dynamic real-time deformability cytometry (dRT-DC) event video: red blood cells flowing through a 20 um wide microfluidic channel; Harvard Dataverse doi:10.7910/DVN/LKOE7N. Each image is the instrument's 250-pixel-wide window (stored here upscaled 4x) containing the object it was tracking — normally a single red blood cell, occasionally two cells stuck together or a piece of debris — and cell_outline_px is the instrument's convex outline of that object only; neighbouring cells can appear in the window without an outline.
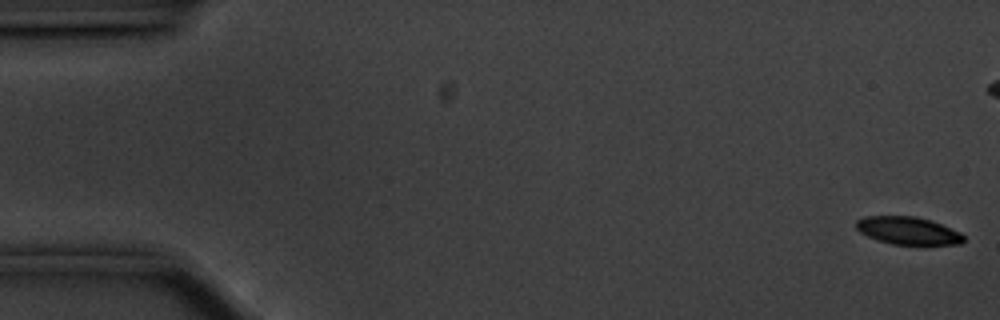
{"species": "common noctule bat (a hibernating species)", "species_latin": "Nyctalus noctula", "temperature_condition": "cold", "stored_images_in_passage": 57, "camera_frame_rate_fps": 3000, "um_per_image_px": 0.085, "animal": {"sex": "male", "body_mass_g": 20.1, "forearm_length_mm": 53.5}, "frame": {"image": 1, "passage_image": 1, "time_ms": 0.0, "image_size_px": [1000, 320], "cell_outline_px": [[964, 240], [960, 244], [916, 248], [892, 244], [868, 236], [860, 232], [856, 228], [856, 220], [864, 216], [916, 216], [932, 220], [960, 232], [964, 236]], "centroid_in_image_um": [77.24, 19.65], "position_along_channel_um": 7.8, "area_um2": 18.21}}
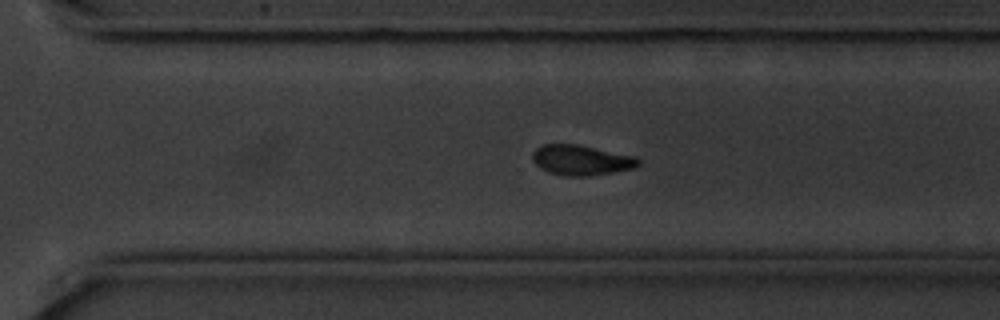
{"frame": {"image": 2, "passage_image": 39, "time_ms": 12.667, "image_size_px": [1000, 320], "cell_outline_px": [[640, 164], [636, 168], [616, 172], [588, 176], [564, 176], [548, 172], [540, 168], [532, 160], [532, 152], [536, 148], [544, 144], [576, 144], [636, 156], [640, 160]], "centroid_in_image_um": [49.42, 13.62], "position_along_channel_um": 321.2, "area_um2": 18.84}}
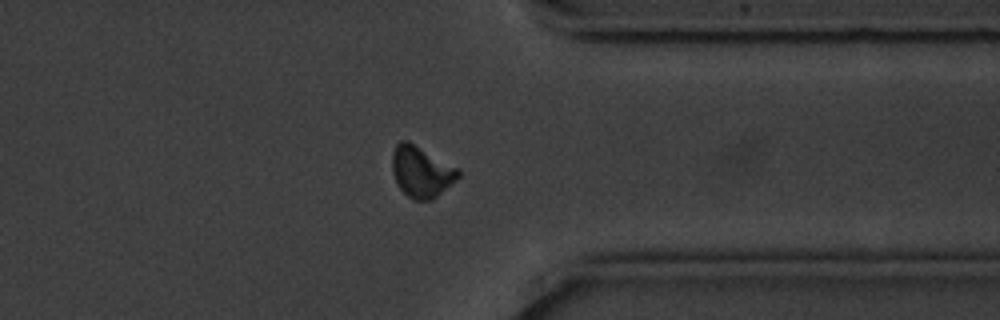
{"frame": {"image": 3, "passage_image": 44, "time_ms": 14.333, "image_size_px": [1000, 320], "cell_outline_px": [[460, 176], [456, 180], [432, 200], [412, 200], [396, 184], [392, 172], [392, 152], [396, 144], [400, 140], [408, 140], [460, 168]], "centroid_in_image_um": [35.81, 14.57], "position_along_channel_um": 375.6, "area_um2": 20.0}, "authors_computed_cell_mechanics": {"area_um2": 19.074, "velocity_mm_per_s": 3.534, "shape_relaxation_time_tau1_ms": 2.2177, "shape_relaxation_time_tau2_ms": null, "deformation_change_tau1": 0.1095, "deformation_change_tau2": null}}